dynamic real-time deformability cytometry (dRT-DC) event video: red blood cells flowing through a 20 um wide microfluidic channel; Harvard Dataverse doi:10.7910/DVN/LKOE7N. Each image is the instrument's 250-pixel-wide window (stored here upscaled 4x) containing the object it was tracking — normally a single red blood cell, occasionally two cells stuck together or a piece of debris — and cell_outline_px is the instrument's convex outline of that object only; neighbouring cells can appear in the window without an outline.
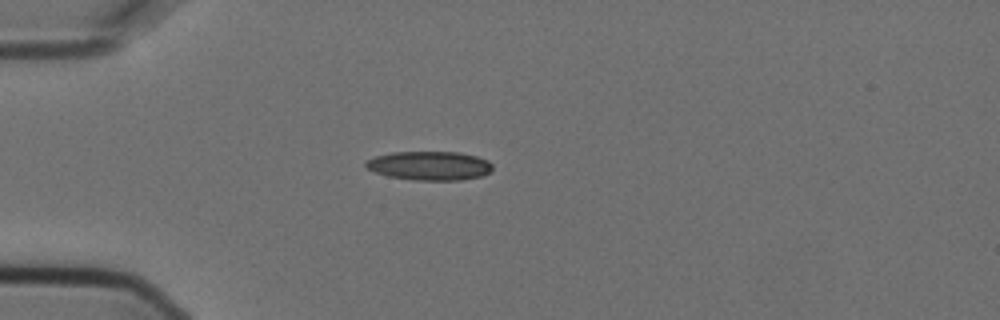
{"species": "Egyptian fruit bat (a non-hibernating species)", "species_latin": "Rousettus aegyptiacus", "temperature_condition": "cold", "stored_images_in_passage": 1, "camera_frame_rate_fps": 3000, "um_per_image_px": 0.085, "animal": {"sex": "female"}, "frame": {"image": 1, "passage_image": 1, "time_ms": 0.0, "image_size_px": [1000, 320], "cell_outline_px": [[492, 168], [488, 172], [480, 176], [460, 180], [416, 180], [388, 176], [376, 172], [368, 168], [364, 164], [364, 160], [376, 156], [392, 152], [460, 152], [476, 156], [488, 160], [492, 164]], "centroid_in_image_um": [36.49, 14.07], "position_along_channel_um": 48.5, "area_um2": 21.27}}